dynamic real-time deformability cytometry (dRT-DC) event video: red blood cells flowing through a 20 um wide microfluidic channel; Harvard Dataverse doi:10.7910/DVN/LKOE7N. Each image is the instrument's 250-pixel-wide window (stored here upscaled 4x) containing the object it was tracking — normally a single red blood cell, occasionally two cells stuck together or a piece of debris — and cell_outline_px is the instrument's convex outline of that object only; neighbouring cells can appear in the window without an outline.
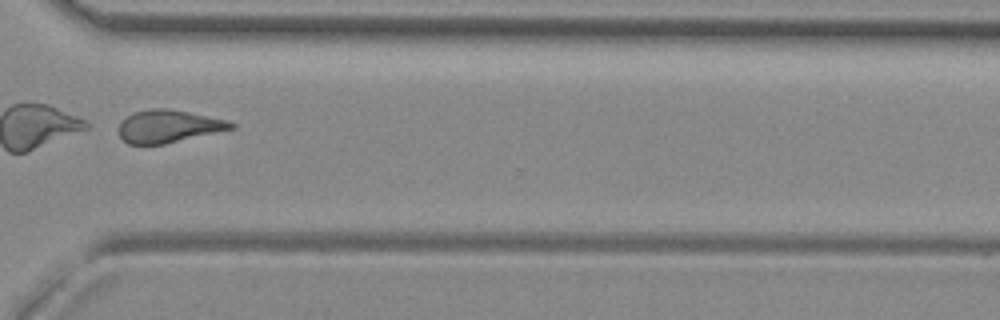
{"species": "common noctule bat (a hibernating species)", "species_latin": "Nyctalus noctula", "temperature_condition": "room temperature", "stored_images_in_passage": 33, "camera_frame_rate_fps": 3000, "um_per_image_px": 0.085, "animal": {"sex": "female", "body_mass_g": 29.2, "forearm_length_mm": 56.3}, "frame": {"image": 1, "passage_image": 24, "time_ms": 7.667, "image_size_px": [1000, 320], "cell_outline_px": [[236, 128], [164, 144], [128, 144], [116, 132], [116, 128], [120, 120], [132, 112], [152, 108], [168, 108], [228, 120], [236, 124]], "centroid_in_image_um": [14.27, 10.73], "position_along_channel_um": 356.3, "area_um2": 21.68}, "authors_computed_cell_mechanics": {"area_um2": 22.0796, "velocity_mm_per_s": 3.9461, "shape_relaxation_time_tau1_ms": 1.1726, "shape_relaxation_time_tau2_ms": 2.7305, "deformation_change_tau1": 0.2367, "deformation_change_tau2": 0.1251}}